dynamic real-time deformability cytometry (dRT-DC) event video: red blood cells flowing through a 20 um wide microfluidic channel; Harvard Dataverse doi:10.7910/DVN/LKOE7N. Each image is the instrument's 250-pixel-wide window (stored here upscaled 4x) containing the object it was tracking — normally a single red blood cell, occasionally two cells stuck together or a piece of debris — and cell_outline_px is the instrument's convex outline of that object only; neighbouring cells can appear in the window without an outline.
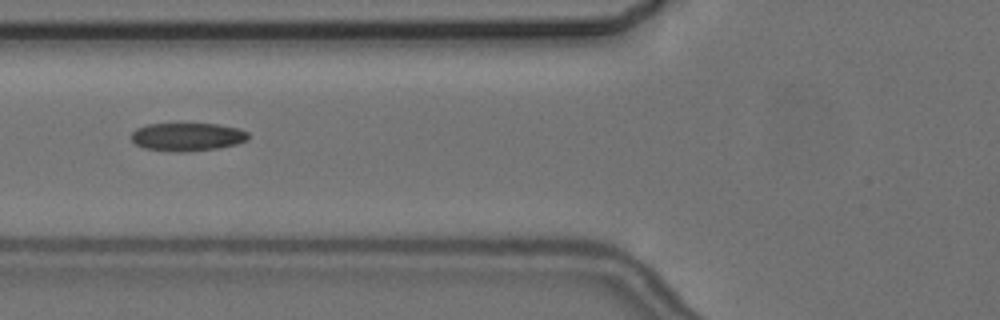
{"species": "common noctule bat (a hibernating species)", "species_latin": "Nyctalus noctula", "temperature_condition": "cold", "stored_images_in_passage": 12, "camera_frame_rate_fps": 3000, "um_per_image_px": 0.085, "animal": {"sex": "female", "body_mass_g": 24.6, "forearm_length_mm": 56.2}, "frame": {"image": 1, "passage_image": 4, "time_ms": 5.0, "image_size_px": [1000, 320], "cell_outline_px": [[248, 140], [236, 144], [216, 148], [184, 152], [176, 152], [144, 148], [136, 144], [132, 140], [132, 132], [136, 128], [148, 124], [220, 124], [240, 128], [248, 132]], "centroid_in_image_um": [15.94, 11.62], "position_along_channel_um": 109.9, "area_um2": 19.19}, "authors_computed_cell_mechanics": {"area_um2": 19.3052, "velocity_mm_per_s": 3.637, "shape_relaxation_time_tau1_ms": 2.5996, "shape_relaxation_time_tau2_ms": null, "deformation_change_tau1": 0.0744, "deformation_change_tau2": null}}